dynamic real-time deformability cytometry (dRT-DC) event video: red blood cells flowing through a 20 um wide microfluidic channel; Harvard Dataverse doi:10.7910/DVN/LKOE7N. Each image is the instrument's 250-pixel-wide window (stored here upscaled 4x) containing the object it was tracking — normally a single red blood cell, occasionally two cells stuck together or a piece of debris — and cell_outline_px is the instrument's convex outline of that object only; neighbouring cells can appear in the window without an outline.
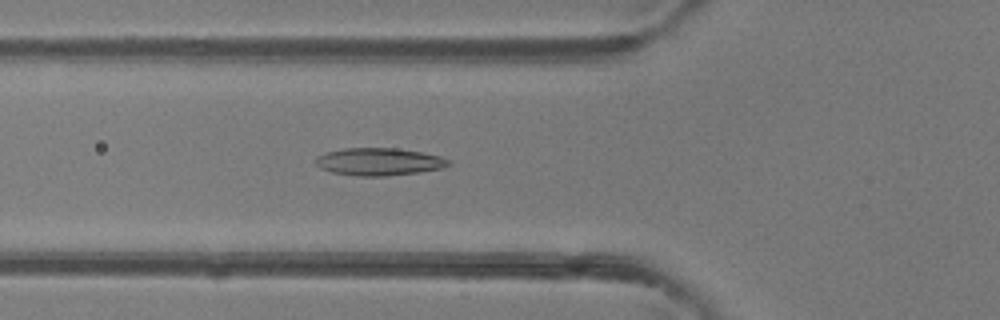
{"species": "common noctule bat (a hibernating species)", "species_latin": "Nyctalus noctula", "temperature_condition": "room temperature", "stored_images_in_passage": 41, "camera_frame_rate_fps": 3000, "um_per_image_px": 0.085, "animal": {"sex": "female"}, "frame": {"image": 1, "passage_image": 11, "time_ms": 3.333, "image_size_px": [1000, 320], "cell_outline_px": [[452, 164], [440, 168], [420, 172], [388, 176], [360, 176], [332, 172], [320, 168], [316, 164], [316, 156], [328, 152], [344, 148], [396, 148], [420, 152], [440, 156], [448, 160]], "centroid_in_image_um": [32.21, 13.75], "position_along_channel_um": 93.6, "area_um2": 21.15}}
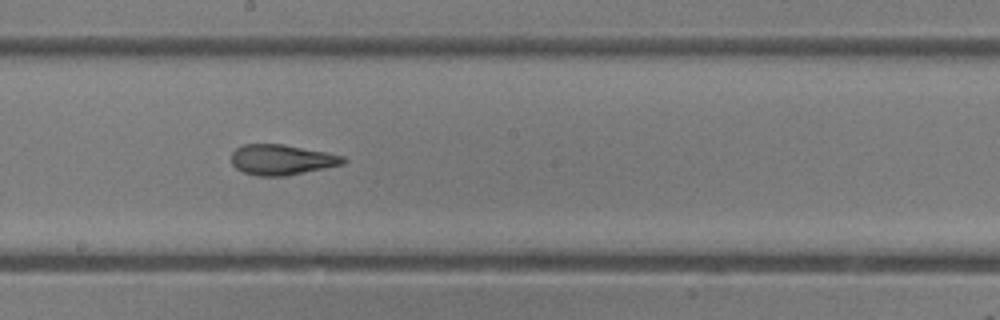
{"frame": {"image": 2, "passage_image": 20, "time_ms": 6.333, "image_size_px": [1000, 320], "cell_outline_px": [[348, 160], [344, 164], [288, 176], [256, 176], [244, 172], [236, 168], [232, 164], [232, 152], [236, 148], [244, 144], [284, 144], [328, 152], [344, 156]], "centroid_in_image_um": [23.98, 13.58], "position_along_channel_um": 224.2, "area_um2": 20.06}}
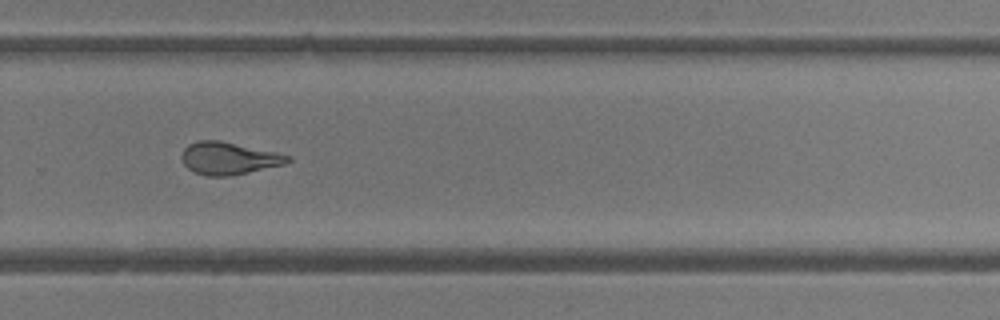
{"frame": {"image": 3, "passage_image": 26, "time_ms": 8.333, "image_size_px": [1000, 320], "cell_outline_px": [[292, 160], [284, 164], [232, 176], [208, 176], [196, 172], [188, 168], [184, 164], [180, 156], [184, 148], [188, 144], [196, 140], [220, 140], [276, 152], [292, 156]], "centroid_in_image_um": [19.44, 13.44], "position_along_channel_um": 310.4, "area_um2": 20.11}, "authors_computed_cell_mechanics": {"area_um2": 20.6346, "velocity_mm_per_s": 4.3321, "shape_relaxation_time_tau1_ms": 11.1064, "shape_relaxation_time_tau2_ms": 1.8816, "deformation_change_tau1": 0.2834, "deformation_change_tau2": 0.1069}}